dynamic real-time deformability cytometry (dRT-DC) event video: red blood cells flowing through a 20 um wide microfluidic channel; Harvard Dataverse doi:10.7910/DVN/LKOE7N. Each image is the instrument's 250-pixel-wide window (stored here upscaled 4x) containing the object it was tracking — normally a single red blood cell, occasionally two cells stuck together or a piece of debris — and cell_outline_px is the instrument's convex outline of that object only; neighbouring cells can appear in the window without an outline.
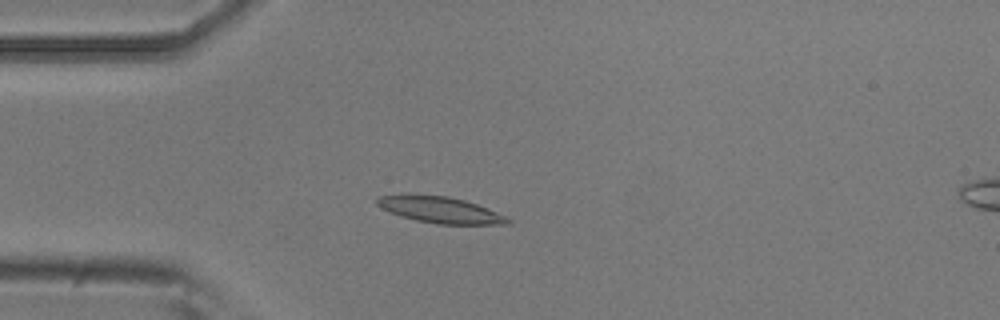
{"species": "common noctule bat (a hibernating species)", "species_latin": "Nyctalus noctula", "temperature_condition": "room temperature", "stored_images_in_passage": 4, "camera_frame_rate_fps": 3000, "um_per_image_px": 0.085, "animal": {"sex": "male", "body_mass_g": 20.5, "forearm_length_mm": 52.5}, "frame": {"image": 1, "passage_image": 4, "time_ms": 1.0, "image_size_px": [1000, 320], "cell_outline_px": [[512, 224], [436, 224], [416, 220], [400, 216], [388, 212], [380, 208], [376, 204], [376, 196], [408, 192], [412, 192], [448, 196], [464, 200], [488, 208], [508, 216], [512, 220]], "centroid_in_image_um": [37.35, 17.8], "position_along_channel_um": 47.7, "area_um2": 20.87}}